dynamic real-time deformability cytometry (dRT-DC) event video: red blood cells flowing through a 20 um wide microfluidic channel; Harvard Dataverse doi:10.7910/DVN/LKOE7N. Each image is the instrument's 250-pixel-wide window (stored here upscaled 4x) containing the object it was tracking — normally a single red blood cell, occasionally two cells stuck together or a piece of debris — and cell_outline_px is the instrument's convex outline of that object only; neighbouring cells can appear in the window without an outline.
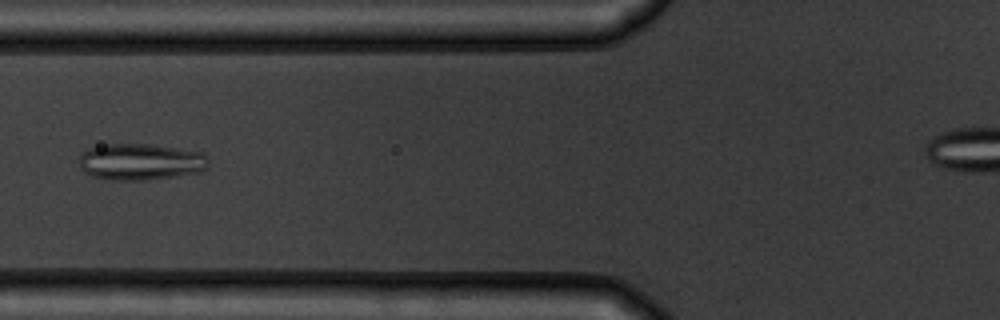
{"species": "common noctule bat (a hibernating species)", "species_latin": "Nyctalus noctula", "temperature_condition": "warm", "stored_images_in_passage": 3, "camera_frame_rate_fps": 3000, "um_per_image_px": 0.085, "animal": {"sex": "male", "body_mass_g": 19.5, "forearm_length_mm": 54.6}, "frame": {"image": 1, "passage_image": 3, "time_ms": 2.333, "image_size_px": [1000, 320], "cell_outline_px": [[208, 168], [204, 172], [148, 180], [112, 180], [92, 176], [84, 172], [80, 168], [80, 156], [88, 148], [108, 144], [148, 144], [204, 152], [208, 160]], "centroid_in_image_um": [11.99, 13.76], "position_along_channel_um": 113.8, "area_um2": 27.74}}